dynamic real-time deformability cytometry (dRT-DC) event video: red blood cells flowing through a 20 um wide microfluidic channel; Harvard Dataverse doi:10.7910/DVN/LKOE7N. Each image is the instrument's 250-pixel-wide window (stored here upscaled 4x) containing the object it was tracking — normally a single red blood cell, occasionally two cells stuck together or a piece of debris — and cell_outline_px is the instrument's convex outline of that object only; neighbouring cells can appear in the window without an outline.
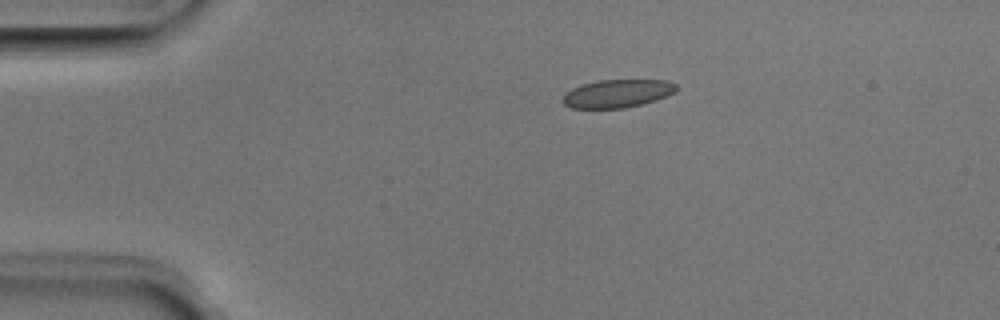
{"species": "Egyptian fruit bat (a non-hibernating species)", "species_latin": "Rousettus aegyptiacus", "temperature_condition": "room temperature", "stored_images_in_passage": 42, "camera_frame_rate_fps": 3000, "um_per_image_px": 0.085, "animal": {"sex": "male"}, "frame": {"image": 1, "passage_image": 1, "time_ms": 0.0, "image_size_px": [1000, 320], "cell_outline_px": [[676, 92], [656, 100], [624, 108], [572, 108], [564, 104], [560, 100], [564, 92], [580, 84], [600, 80], [668, 80], [676, 84]], "centroid_in_image_um": [52.43, 7.94], "position_along_channel_um": 32.6, "area_um2": 18.73}}
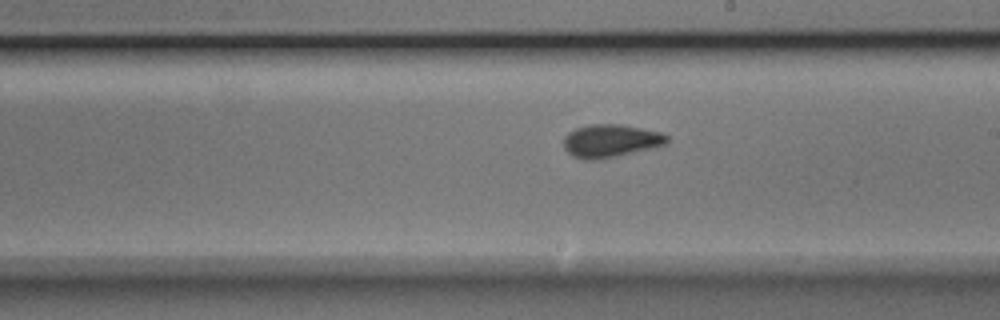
{"frame": {"image": 2, "passage_image": 20, "time_ms": 6.333, "image_size_px": [1000, 320], "cell_outline_px": [[668, 144], [600, 160], [584, 160], [572, 156], [564, 148], [564, 136], [568, 132], [576, 128], [588, 124], [624, 124], [660, 132], [668, 136]], "centroid_in_image_um": [51.89, 11.97], "position_along_channel_um": 237.1, "area_um2": 20.06}}
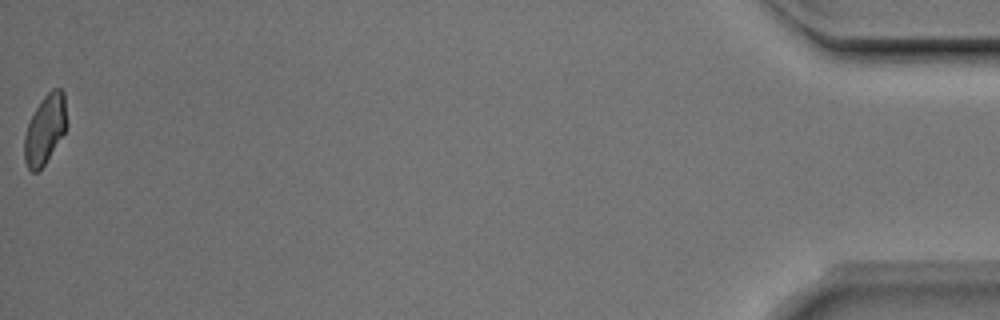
{"frame": {"image": 3, "passage_image": 42, "time_ms": 13.667, "image_size_px": [1000, 320], "cell_outline_px": [[68, 124], [64, 132], [44, 164], [36, 172], [32, 172], [28, 168], [24, 160], [24, 136], [28, 124], [36, 108], [44, 96], [52, 88], [60, 88], [64, 92]], "centroid_in_image_um": [3.84, 10.97], "position_along_channel_um": 431.4, "area_um2": 16.94}, "authors_computed_cell_mechanics": {"area_um2": 18.6983, "velocity_mm_per_s": 3.9814, "shape_relaxation_time_tau1_ms": 3.3849, "shape_relaxation_time_tau2_ms": 0.9463, "deformation_change_tau1": 0.1216, "deformation_change_tau2": 0.0665}}